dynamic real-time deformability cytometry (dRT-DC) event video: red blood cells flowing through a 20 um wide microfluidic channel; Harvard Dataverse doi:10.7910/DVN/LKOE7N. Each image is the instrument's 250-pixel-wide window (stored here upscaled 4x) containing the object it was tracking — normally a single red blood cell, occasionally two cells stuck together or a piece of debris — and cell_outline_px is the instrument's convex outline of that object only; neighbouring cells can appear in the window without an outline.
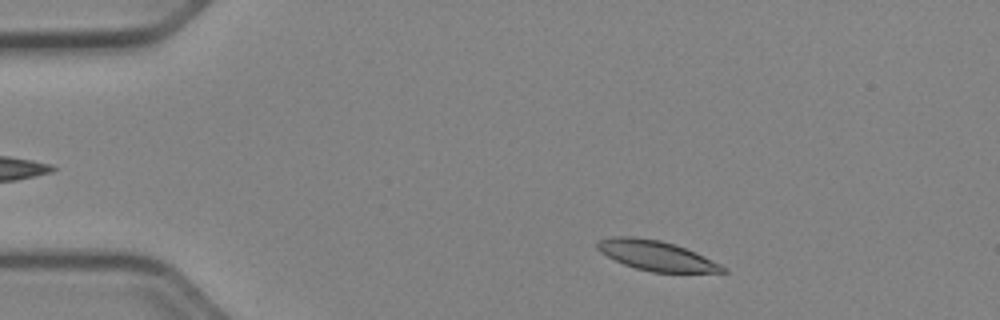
{"species": "Egyptian fruit bat (a non-hibernating species)", "species_latin": "Rousettus aegyptiacus", "temperature_condition": "cold", "stored_images_in_passage": 47, "camera_frame_rate_fps": 3000, "um_per_image_px": 0.085, "animal": {"sex": "female"}, "frame": {"image": 1, "passage_image": 4, "time_ms": 1.0, "image_size_px": [1000, 320], "cell_outline_px": [[728, 272], [652, 272], [636, 268], [624, 264], [600, 252], [596, 248], [596, 244], [600, 240], [612, 236], [632, 236], [660, 240], [684, 248], [720, 264], [728, 268]], "centroid_in_image_um": [55.75, 21.72], "position_along_channel_um": 29.2, "area_um2": 21.44}}
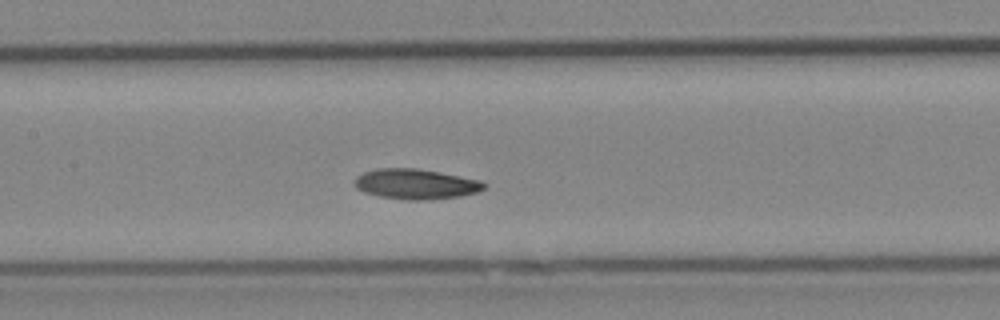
{"frame": {"image": 2, "passage_image": 20, "time_ms": 6.333, "image_size_px": [1000, 320], "cell_outline_px": [[484, 188], [476, 192], [460, 196], [424, 200], [408, 200], [380, 196], [364, 192], [356, 188], [356, 176], [364, 172], [376, 168], [416, 168], [480, 180], [484, 184]], "centroid_in_image_um": [35.3, 15.64], "position_along_channel_um": 172.1, "area_um2": 22.43}}
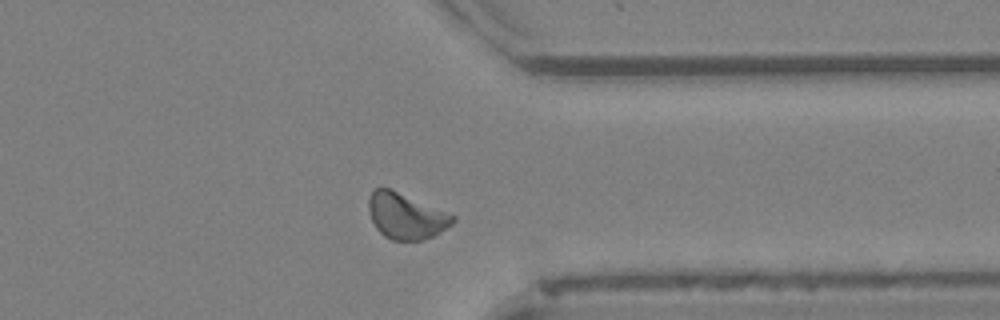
{"frame": {"image": 3, "passage_image": 36, "time_ms": 11.667, "image_size_px": [1000, 320], "cell_outline_px": [[456, 220], [452, 224], [432, 236], [420, 240], [392, 240], [384, 236], [376, 228], [372, 220], [368, 208], [368, 200], [372, 192], [376, 188], [388, 188], [456, 216]], "centroid_in_image_um": [34.48, 18.37], "position_along_channel_um": 376.9, "area_um2": 21.96}, "authors_computed_cell_mechanics": {"area_um2": 21.8484, "velocity_mm_per_s": 3.8902, "shape_relaxation_time_tau1_ms": 4.912, "shape_relaxation_time_tau2_ms": null, "deformation_change_tau1": 0.1048, "deformation_change_tau2": null}}